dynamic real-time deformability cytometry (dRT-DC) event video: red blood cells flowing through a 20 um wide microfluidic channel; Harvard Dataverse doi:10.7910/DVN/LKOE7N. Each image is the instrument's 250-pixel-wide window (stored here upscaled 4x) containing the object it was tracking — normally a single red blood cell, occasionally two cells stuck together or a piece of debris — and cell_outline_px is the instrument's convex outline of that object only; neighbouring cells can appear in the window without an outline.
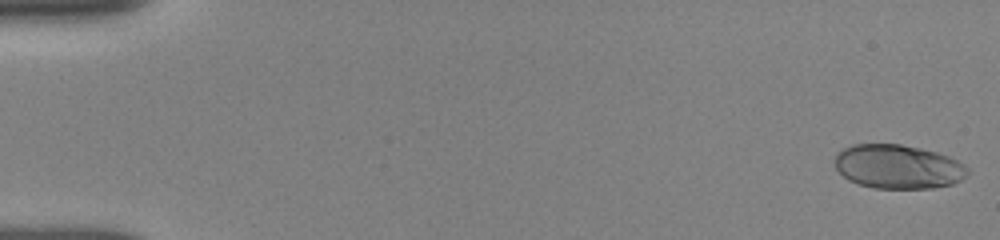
{"species": "human", "species_latin": "Homo sapiens", "temperature_condition": "room temperature", "stored_images_in_passage": 45, "camera_frame_rate_fps": 3000, "um_per_image_px": 0.085, "donor": {"sex": "female"}, "frame": {"image": 1, "passage_image": 1, "time_ms": 0.0, "image_size_px": [1000, 240], "cell_outline_px": [[968, 172], [960, 180], [952, 184], [932, 188], [872, 188], [848, 180], [836, 168], [836, 152], [852, 144], [900, 144], [920, 148], [936, 152], [948, 156], [964, 164], [968, 168]], "centroid_in_image_um": [76.32, 14.16], "position_along_channel_um": 8.7, "area_um2": 33.93}}
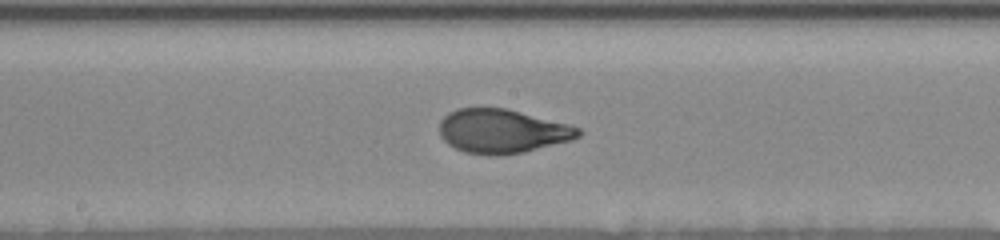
{"frame": {"image": 2, "passage_image": 24, "time_ms": 9.0, "image_size_px": [1000, 240], "cell_outline_px": [[584, 132], [580, 136], [572, 140], [524, 152], [496, 156], [464, 152], [448, 144], [440, 136], [440, 120], [448, 112], [456, 108], [508, 108], [568, 124], [580, 128]], "centroid_in_image_um": [42.69, 11.14], "position_along_channel_um": 205.5, "area_um2": 35.84}}
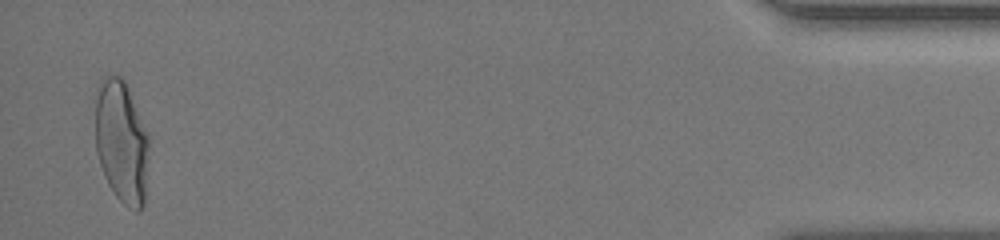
{"frame": {"image": 3, "passage_image": 45, "time_ms": 16.667, "image_size_px": [1000, 240], "cell_outline_px": [[148, 144], [144, 204], [140, 212], [136, 212], [128, 208], [116, 196], [108, 184], [104, 176], [96, 152], [96, 84], [104, 76], [120, 76], [124, 80], [148, 136]], "centroid_in_image_um": [10.3, 12.07], "position_along_channel_um": 424.9, "area_um2": 38.09}, "authors_computed_cell_mechanics": {"area_um2": 35.3736, "velocity_mm_per_s": 3.8541, "shape_relaxation_time_tau1_ms": 3.7466, "shape_relaxation_time_tau2_ms": null, "deformation_change_tau1": 0.1872, "deformation_change_tau2": null}}